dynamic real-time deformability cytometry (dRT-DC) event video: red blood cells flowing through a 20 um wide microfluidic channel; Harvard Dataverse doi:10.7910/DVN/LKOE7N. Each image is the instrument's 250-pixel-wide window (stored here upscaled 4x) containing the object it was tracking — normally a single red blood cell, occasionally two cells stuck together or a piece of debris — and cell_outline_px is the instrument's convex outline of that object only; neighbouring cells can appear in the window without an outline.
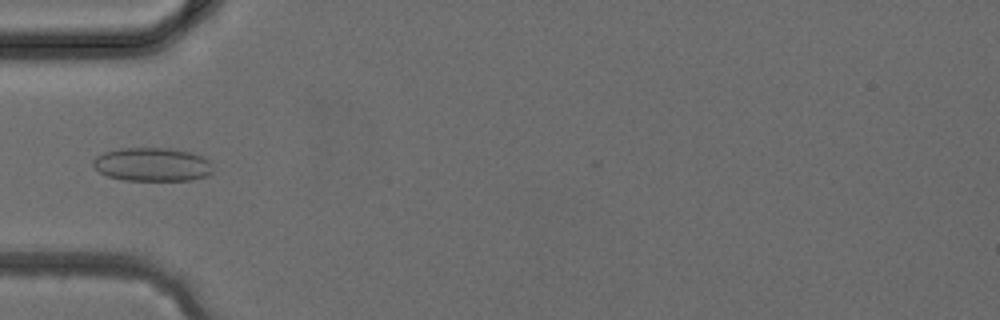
{"species": "common noctule bat (a hibernating species)", "species_latin": "Nyctalus noctula", "temperature_condition": "cold", "stored_images_in_passage": 36, "camera_frame_rate_fps": 3000, "um_per_image_px": 0.085, "animal": {"sex": "female", "body_mass_g": 24.6, "forearm_length_mm": 56.2}, "frame": {"image": 1, "passage_image": 11, "time_ms": 3.333, "image_size_px": [1000, 320], "cell_outline_px": [[212, 172], [208, 176], [192, 180], [124, 180], [108, 176], [100, 172], [92, 164], [92, 160], [96, 156], [104, 152], [120, 148], [168, 148], [192, 152], [208, 160], [212, 168]], "centroid_in_image_um": [12.94, 13.98], "position_along_channel_um": 72.1, "area_um2": 23.47}}
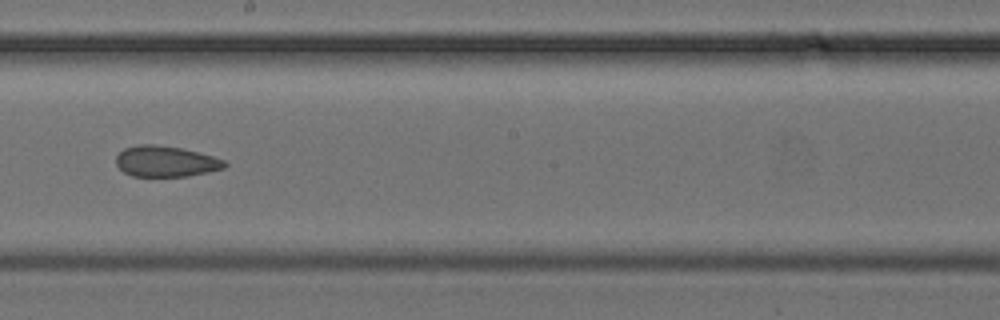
{"frame": {"image": 2, "passage_image": 20, "time_ms": 6.333, "image_size_px": [1000, 320], "cell_outline_px": [[228, 164], [224, 168], [208, 172], [188, 176], [132, 176], [124, 172], [116, 164], [116, 156], [124, 148], [140, 144], [156, 144], [180, 148], [212, 156], [224, 160]], "centroid_in_image_um": [14.07, 13.72], "position_along_channel_um": 234.1, "area_um2": 19.42}}
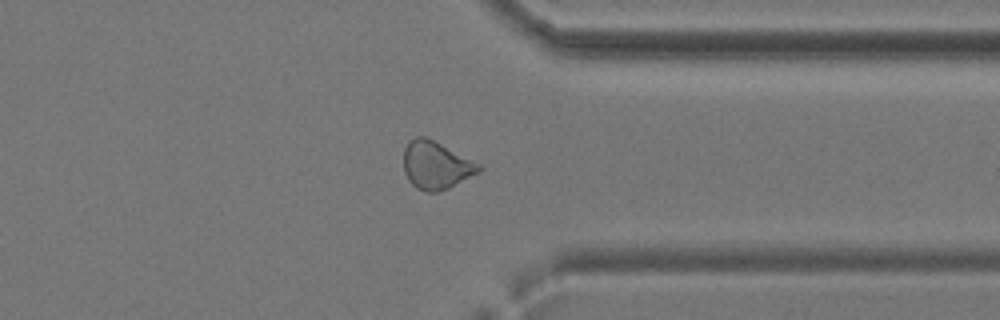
{"frame": {"image": 3, "passage_image": 28, "time_ms": 9.0, "image_size_px": [1000, 320], "cell_outline_px": [[484, 168], [480, 172], [448, 188], [436, 192], [428, 192], [416, 188], [408, 180], [404, 172], [404, 148], [408, 140], [416, 136], [424, 136], [480, 164]], "centroid_in_image_um": [37.04, 14.05], "position_along_channel_um": 374.4, "area_um2": 20.81}}